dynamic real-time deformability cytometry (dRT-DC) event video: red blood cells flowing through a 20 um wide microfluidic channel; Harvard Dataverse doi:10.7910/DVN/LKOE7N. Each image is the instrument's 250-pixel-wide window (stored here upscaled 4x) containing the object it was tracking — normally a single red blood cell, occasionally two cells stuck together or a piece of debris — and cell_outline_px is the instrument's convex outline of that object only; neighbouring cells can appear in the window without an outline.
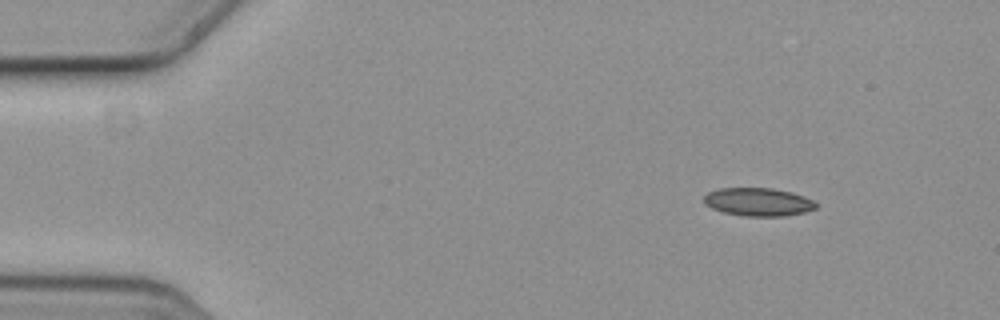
{"species": "common noctule bat (a hibernating species)", "species_latin": "Nyctalus noctula", "temperature_condition": "cold", "stored_images_in_passage": 4, "camera_frame_rate_fps": 3000, "um_per_image_px": 0.085, "animal": {"sex": "female", "body_mass_g": 19.3, "forearm_length_mm": 54.1}, "frame": {"image": 1, "passage_image": 1, "time_ms": 0.0, "image_size_px": [1000, 320], "cell_outline_px": [[816, 208], [804, 212], [784, 216], [744, 216], [724, 212], [712, 208], [704, 204], [704, 196], [708, 192], [720, 188], [772, 188], [792, 192], [804, 196], [812, 200], [816, 204]], "centroid_in_image_um": [64.43, 17.16], "position_along_channel_um": 20.6, "area_um2": 18.32}}
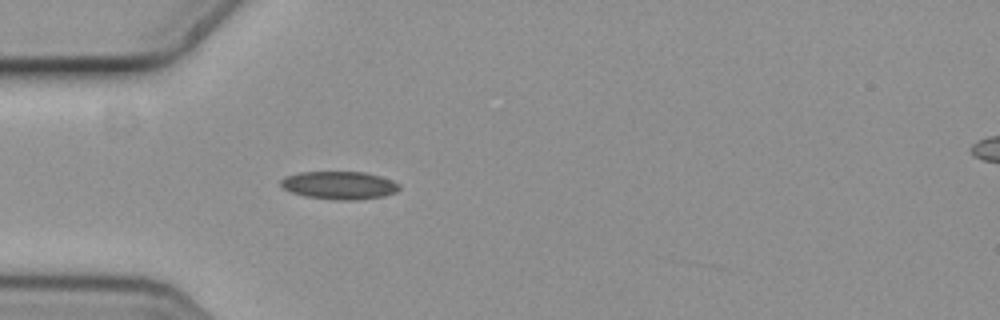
{"frame": {"image": 2, "passage_image": 4, "time_ms": 1.0, "image_size_px": [1000, 320], "cell_outline_px": [[400, 188], [396, 192], [384, 196], [360, 200], [332, 200], [304, 196], [292, 192], [284, 188], [280, 184], [280, 180], [284, 176], [300, 172], [364, 172], [380, 176], [392, 180], [400, 184]], "centroid_in_image_um": [28.85, 15.75], "position_along_channel_um": 56.2, "area_um2": 19.48}}